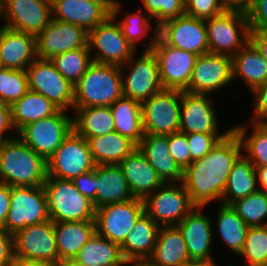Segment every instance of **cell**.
<instances>
[{
	"label": "cell",
	"mask_w": 267,
	"mask_h": 266,
	"mask_svg": "<svg viewBox=\"0 0 267 266\" xmlns=\"http://www.w3.org/2000/svg\"><path fill=\"white\" fill-rule=\"evenodd\" d=\"M242 142L232 129L203 158L183 170L182 184L195 207H205L213 200L222 201L229 173L243 154Z\"/></svg>",
	"instance_id": "1"
},
{
	"label": "cell",
	"mask_w": 267,
	"mask_h": 266,
	"mask_svg": "<svg viewBox=\"0 0 267 266\" xmlns=\"http://www.w3.org/2000/svg\"><path fill=\"white\" fill-rule=\"evenodd\" d=\"M47 162L18 136L0 142V182L9 186H42Z\"/></svg>",
	"instance_id": "2"
},
{
	"label": "cell",
	"mask_w": 267,
	"mask_h": 266,
	"mask_svg": "<svg viewBox=\"0 0 267 266\" xmlns=\"http://www.w3.org/2000/svg\"><path fill=\"white\" fill-rule=\"evenodd\" d=\"M122 67L92 62L74 85V107L111 106L123 96Z\"/></svg>",
	"instance_id": "3"
},
{
	"label": "cell",
	"mask_w": 267,
	"mask_h": 266,
	"mask_svg": "<svg viewBox=\"0 0 267 266\" xmlns=\"http://www.w3.org/2000/svg\"><path fill=\"white\" fill-rule=\"evenodd\" d=\"M43 186L53 222L95 221L93 202L77 190L72 180L47 176Z\"/></svg>",
	"instance_id": "4"
},
{
	"label": "cell",
	"mask_w": 267,
	"mask_h": 266,
	"mask_svg": "<svg viewBox=\"0 0 267 266\" xmlns=\"http://www.w3.org/2000/svg\"><path fill=\"white\" fill-rule=\"evenodd\" d=\"M121 5L117 1L111 15L101 24L88 32V47L97 50L92 61L101 64H113L123 68L124 64L136 53L123 35L117 20Z\"/></svg>",
	"instance_id": "5"
},
{
	"label": "cell",
	"mask_w": 267,
	"mask_h": 266,
	"mask_svg": "<svg viewBox=\"0 0 267 266\" xmlns=\"http://www.w3.org/2000/svg\"><path fill=\"white\" fill-rule=\"evenodd\" d=\"M154 35L145 51L152 50L157 58L163 88L186 91L198 55L167 45L158 36V27Z\"/></svg>",
	"instance_id": "6"
},
{
	"label": "cell",
	"mask_w": 267,
	"mask_h": 266,
	"mask_svg": "<svg viewBox=\"0 0 267 266\" xmlns=\"http://www.w3.org/2000/svg\"><path fill=\"white\" fill-rule=\"evenodd\" d=\"M205 25L209 53L233 57L250 41L249 22L244 12L226 10L205 20Z\"/></svg>",
	"instance_id": "7"
},
{
	"label": "cell",
	"mask_w": 267,
	"mask_h": 266,
	"mask_svg": "<svg viewBox=\"0 0 267 266\" xmlns=\"http://www.w3.org/2000/svg\"><path fill=\"white\" fill-rule=\"evenodd\" d=\"M182 91L162 89L141 103L144 134L170 135L178 132Z\"/></svg>",
	"instance_id": "8"
},
{
	"label": "cell",
	"mask_w": 267,
	"mask_h": 266,
	"mask_svg": "<svg viewBox=\"0 0 267 266\" xmlns=\"http://www.w3.org/2000/svg\"><path fill=\"white\" fill-rule=\"evenodd\" d=\"M50 220L44 186H11L10 209L4 228L11 234Z\"/></svg>",
	"instance_id": "9"
},
{
	"label": "cell",
	"mask_w": 267,
	"mask_h": 266,
	"mask_svg": "<svg viewBox=\"0 0 267 266\" xmlns=\"http://www.w3.org/2000/svg\"><path fill=\"white\" fill-rule=\"evenodd\" d=\"M72 130V117H68L66 110L59 109L23 127L17 136L47 162Z\"/></svg>",
	"instance_id": "10"
},
{
	"label": "cell",
	"mask_w": 267,
	"mask_h": 266,
	"mask_svg": "<svg viewBox=\"0 0 267 266\" xmlns=\"http://www.w3.org/2000/svg\"><path fill=\"white\" fill-rule=\"evenodd\" d=\"M143 203L144 212L160 227L176 226L195 207L182 182L163 183Z\"/></svg>",
	"instance_id": "11"
},
{
	"label": "cell",
	"mask_w": 267,
	"mask_h": 266,
	"mask_svg": "<svg viewBox=\"0 0 267 266\" xmlns=\"http://www.w3.org/2000/svg\"><path fill=\"white\" fill-rule=\"evenodd\" d=\"M95 167L88 141L72 130L47 160V176L73 180Z\"/></svg>",
	"instance_id": "12"
},
{
	"label": "cell",
	"mask_w": 267,
	"mask_h": 266,
	"mask_svg": "<svg viewBox=\"0 0 267 266\" xmlns=\"http://www.w3.org/2000/svg\"><path fill=\"white\" fill-rule=\"evenodd\" d=\"M29 90L44 95L60 110L74 107V86L50 59L36 58L27 68Z\"/></svg>",
	"instance_id": "13"
},
{
	"label": "cell",
	"mask_w": 267,
	"mask_h": 266,
	"mask_svg": "<svg viewBox=\"0 0 267 266\" xmlns=\"http://www.w3.org/2000/svg\"><path fill=\"white\" fill-rule=\"evenodd\" d=\"M143 213L144 203L141 199L133 198L104 205L96 209L95 231L121 246Z\"/></svg>",
	"instance_id": "14"
},
{
	"label": "cell",
	"mask_w": 267,
	"mask_h": 266,
	"mask_svg": "<svg viewBox=\"0 0 267 266\" xmlns=\"http://www.w3.org/2000/svg\"><path fill=\"white\" fill-rule=\"evenodd\" d=\"M4 27L37 37L52 19L51 0H0Z\"/></svg>",
	"instance_id": "15"
},
{
	"label": "cell",
	"mask_w": 267,
	"mask_h": 266,
	"mask_svg": "<svg viewBox=\"0 0 267 266\" xmlns=\"http://www.w3.org/2000/svg\"><path fill=\"white\" fill-rule=\"evenodd\" d=\"M158 36L174 48L198 56L209 53L205 20L183 14L158 26Z\"/></svg>",
	"instance_id": "16"
},
{
	"label": "cell",
	"mask_w": 267,
	"mask_h": 266,
	"mask_svg": "<svg viewBox=\"0 0 267 266\" xmlns=\"http://www.w3.org/2000/svg\"><path fill=\"white\" fill-rule=\"evenodd\" d=\"M135 53L125 63L130 67L128 75L122 74L123 96L139 101L149 99L153 94L163 89L159 76L158 61L151 51H143L136 60Z\"/></svg>",
	"instance_id": "17"
},
{
	"label": "cell",
	"mask_w": 267,
	"mask_h": 266,
	"mask_svg": "<svg viewBox=\"0 0 267 266\" xmlns=\"http://www.w3.org/2000/svg\"><path fill=\"white\" fill-rule=\"evenodd\" d=\"M14 255L32 260L57 263L59 260L54 222L50 219L29 225L14 235Z\"/></svg>",
	"instance_id": "18"
},
{
	"label": "cell",
	"mask_w": 267,
	"mask_h": 266,
	"mask_svg": "<svg viewBox=\"0 0 267 266\" xmlns=\"http://www.w3.org/2000/svg\"><path fill=\"white\" fill-rule=\"evenodd\" d=\"M233 81L232 57L206 53L198 56L186 92L209 94Z\"/></svg>",
	"instance_id": "19"
},
{
	"label": "cell",
	"mask_w": 267,
	"mask_h": 266,
	"mask_svg": "<svg viewBox=\"0 0 267 266\" xmlns=\"http://www.w3.org/2000/svg\"><path fill=\"white\" fill-rule=\"evenodd\" d=\"M37 58L52 59L58 54L88 47V32L75 24L51 19L36 37Z\"/></svg>",
	"instance_id": "20"
},
{
	"label": "cell",
	"mask_w": 267,
	"mask_h": 266,
	"mask_svg": "<svg viewBox=\"0 0 267 266\" xmlns=\"http://www.w3.org/2000/svg\"><path fill=\"white\" fill-rule=\"evenodd\" d=\"M207 94L182 91L179 131L191 133H218V119Z\"/></svg>",
	"instance_id": "21"
},
{
	"label": "cell",
	"mask_w": 267,
	"mask_h": 266,
	"mask_svg": "<svg viewBox=\"0 0 267 266\" xmlns=\"http://www.w3.org/2000/svg\"><path fill=\"white\" fill-rule=\"evenodd\" d=\"M194 207L176 226L183 235L190 260L210 259L213 226L209 216Z\"/></svg>",
	"instance_id": "22"
},
{
	"label": "cell",
	"mask_w": 267,
	"mask_h": 266,
	"mask_svg": "<svg viewBox=\"0 0 267 266\" xmlns=\"http://www.w3.org/2000/svg\"><path fill=\"white\" fill-rule=\"evenodd\" d=\"M52 18L75 24L87 32L103 23L111 12L92 0H51Z\"/></svg>",
	"instance_id": "23"
},
{
	"label": "cell",
	"mask_w": 267,
	"mask_h": 266,
	"mask_svg": "<svg viewBox=\"0 0 267 266\" xmlns=\"http://www.w3.org/2000/svg\"><path fill=\"white\" fill-rule=\"evenodd\" d=\"M0 54L2 68L26 70L37 58L36 37L2 26Z\"/></svg>",
	"instance_id": "24"
},
{
	"label": "cell",
	"mask_w": 267,
	"mask_h": 266,
	"mask_svg": "<svg viewBox=\"0 0 267 266\" xmlns=\"http://www.w3.org/2000/svg\"><path fill=\"white\" fill-rule=\"evenodd\" d=\"M118 165L136 199L144 200L164 183L138 148L134 149Z\"/></svg>",
	"instance_id": "25"
},
{
	"label": "cell",
	"mask_w": 267,
	"mask_h": 266,
	"mask_svg": "<svg viewBox=\"0 0 267 266\" xmlns=\"http://www.w3.org/2000/svg\"><path fill=\"white\" fill-rule=\"evenodd\" d=\"M164 183H179L183 170L169 152L168 135L144 134L137 145Z\"/></svg>",
	"instance_id": "26"
},
{
	"label": "cell",
	"mask_w": 267,
	"mask_h": 266,
	"mask_svg": "<svg viewBox=\"0 0 267 266\" xmlns=\"http://www.w3.org/2000/svg\"><path fill=\"white\" fill-rule=\"evenodd\" d=\"M133 198L129 184L118 164L97 165L96 209Z\"/></svg>",
	"instance_id": "27"
},
{
	"label": "cell",
	"mask_w": 267,
	"mask_h": 266,
	"mask_svg": "<svg viewBox=\"0 0 267 266\" xmlns=\"http://www.w3.org/2000/svg\"><path fill=\"white\" fill-rule=\"evenodd\" d=\"M159 229L160 226L144 212L120 246L124 260L150 258L157 242Z\"/></svg>",
	"instance_id": "28"
},
{
	"label": "cell",
	"mask_w": 267,
	"mask_h": 266,
	"mask_svg": "<svg viewBox=\"0 0 267 266\" xmlns=\"http://www.w3.org/2000/svg\"><path fill=\"white\" fill-rule=\"evenodd\" d=\"M159 266H187L191 260L177 226H161L150 257Z\"/></svg>",
	"instance_id": "29"
},
{
	"label": "cell",
	"mask_w": 267,
	"mask_h": 266,
	"mask_svg": "<svg viewBox=\"0 0 267 266\" xmlns=\"http://www.w3.org/2000/svg\"><path fill=\"white\" fill-rule=\"evenodd\" d=\"M232 68L233 80L242 78L251 92L267 82V61L251 41L232 57Z\"/></svg>",
	"instance_id": "30"
},
{
	"label": "cell",
	"mask_w": 267,
	"mask_h": 266,
	"mask_svg": "<svg viewBox=\"0 0 267 266\" xmlns=\"http://www.w3.org/2000/svg\"><path fill=\"white\" fill-rule=\"evenodd\" d=\"M59 260L75 258L95 232V221L54 222Z\"/></svg>",
	"instance_id": "31"
},
{
	"label": "cell",
	"mask_w": 267,
	"mask_h": 266,
	"mask_svg": "<svg viewBox=\"0 0 267 266\" xmlns=\"http://www.w3.org/2000/svg\"><path fill=\"white\" fill-rule=\"evenodd\" d=\"M73 110V130L86 140L115 131L110 106L73 107Z\"/></svg>",
	"instance_id": "32"
},
{
	"label": "cell",
	"mask_w": 267,
	"mask_h": 266,
	"mask_svg": "<svg viewBox=\"0 0 267 266\" xmlns=\"http://www.w3.org/2000/svg\"><path fill=\"white\" fill-rule=\"evenodd\" d=\"M59 110L44 95L32 90L11 105L12 123L17 133L25 126L49 117Z\"/></svg>",
	"instance_id": "33"
},
{
	"label": "cell",
	"mask_w": 267,
	"mask_h": 266,
	"mask_svg": "<svg viewBox=\"0 0 267 266\" xmlns=\"http://www.w3.org/2000/svg\"><path fill=\"white\" fill-rule=\"evenodd\" d=\"M87 141L96 165L119 164L137 148L132 140L116 131L88 138Z\"/></svg>",
	"instance_id": "34"
},
{
	"label": "cell",
	"mask_w": 267,
	"mask_h": 266,
	"mask_svg": "<svg viewBox=\"0 0 267 266\" xmlns=\"http://www.w3.org/2000/svg\"><path fill=\"white\" fill-rule=\"evenodd\" d=\"M255 167L241 155L229 173L227 185L222 195L221 204L231 205L238 199L245 198L258 190Z\"/></svg>",
	"instance_id": "35"
},
{
	"label": "cell",
	"mask_w": 267,
	"mask_h": 266,
	"mask_svg": "<svg viewBox=\"0 0 267 266\" xmlns=\"http://www.w3.org/2000/svg\"><path fill=\"white\" fill-rule=\"evenodd\" d=\"M75 259L86 266H125L126 262L120 246L96 231L81 247Z\"/></svg>",
	"instance_id": "36"
},
{
	"label": "cell",
	"mask_w": 267,
	"mask_h": 266,
	"mask_svg": "<svg viewBox=\"0 0 267 266\" xmlns=\"http://www.w3.org/2000/svg\"><path fill=\"white\" fill-rule=\"evenodd\" d=\"M110 108L114 117L115 131L138 145L144 135L141 103L122 96Z\"/></svg>",
	"instance_id": "37"
},
{
	"label": "cell",
	"mask_w": 267,
	"mask_h": 266,
	"mask_svg": "<svg viewBox=\"0 0 267 266\" xmlns=\"http://www.w3.org/2000/svg\"><path fill=\"white\" fill-rule=\"evenodd\" d=\"M219 235L228 246L227 248L239 255L246 239L249 226L231 207L221 204L217 215Z\"/></svg>",
	"instance_id": "38"
},
{
	"label": "cell",
	"mask_w": 267,
	"mask_h": 266,
	"mask_svg": "<svg viewBox=\"0 0 267 266\" xmlns=\"http://www.w3.org/2000/svg\"><path fill=\"white\" fill-rule=\"evenodd\" d=\"M253 123V132L247 134V126L237 125L232 129L242 142L243 151L248 154L245 157L254 167L267 166V124Z\"/></svg>",
	"instance_id": "39"
},
{
	"label": "cell",
	"mask_w": 267,
	"mask_h": 266,
	"mask_svg": "<svg viewBox=\"0 0 267 266\" xmlns=\"http://www.w3.org/2000/svg\"><path fill=\"white\" fill-rule=\"evenodd\" d=\"M90 52L89 48H78L58 54L50 60L58 72L74 86L93 62Z\"/></svg>",
	"instance_id": "40"
},
{
	"label": "cell",
	"mask_w": 267,
	"mask_h": 266,
	"mask_svg": "<svg viewBox=\"0 0 267 266\" xmlns=\"http://www.w3.org/2000/svg\"><path fill=\"white\" fill-rule=\"evenodd\" d=\"M231 207L249 227L267 225V221H265L267 218V192L257 190L245 198L236 200Z\"/></svg>",
	"instance_id": "41"
},
{
	"label": "cell",
	"mask_w": 267,
	"mask_h": 266,
	"mask_svg": "<svg viewBox=\"0 0 267 266\" xmlns=\"http://www.w3.org/2000/svg\"><path fill=\"white\" fill-rule=\"evenodd\" d=\"M238 256L248 261L247 266L267 264V225L248 228L244 246Z\"/></svg>",
	"instance_id": "42"
},
{
	"label": "cell",
	"mask_w": 267,
	"mask_h": 266,
	"mask_svg": "<svg viewBox=\"0 0 267 266\" xmlns=\"http://www.w3.org/2000/svg\"><path fill=\"white\" fill-rule=\"evenodd\" d=\"M28 88L26 70L0 68V100L10 106L21 99Z\"/></svg>",
	"instance_id": "43"
},
{
	"label": "cell",
	"mask_w": 267,
	"mask_h": 266,
	"mask_svg": "<svg viewBox=\"0 0 267 266\" xmlns=\"http://www.w3.org/2000/svg\"><path fill=\"white\" fill-rule=\"evenodd\" d=\"M143 6L153 19L157 27L163 22L185 14V2L183 0H141Z\"/></svg>",
	"instance_id": "44"
},
{
	"label": "cell",
	"mask_w": 267,
	"mask_h": 266,
	"mask_svg": "<svg viewBox=\"0 0 267 266\" xmlns=\"http://www.w3.org/2000/svg\"><path fill=\"white\" fill-rule=\"evenodd\" d=\"M127 15L124 16L123 20L119 22L121 26L123 35L127 39L128 43L133 47L136 51V44L137 41L143 39V37L147 36L149 29L151 26V17L148 15L141 14L138 11L135 13H126Z\"/></svg>",
	"instance_id": "45"
},
{
	"label": "cell",
	"mask_w": 267,
	"mask_h": 266,
	"mask_svg": "<svg viewBox=\"0 0 267 266\" xmlns=\"http://www.w3.org/2000/svg\"><path fill=\"white\" fill-rule=\"evenodd\" d=\"M232 128L222 134L191 133L187 134L190 151V165L194 160L206 156L223 139Z\"/></svg>",
	"instance_id": "46"
},
{
	"label": "cell",
	"mask_w": 267,
	"mask_h": 266,
	"mask_svg": "<svg viewBox=\"0 0 267 266\" xmlns=\"http://www.w3.org/2000/svg\"><path fill=\"white\" fill-rule=\"evenodd\" d=\"M226 10L220 0H186L185 14L201 20L218 16Z\"/></svg>",
	"instance_id": "47"
},
{
	"label": "cell",
	"mask_w": 267,
	"mask_h": 266,
	"mask_svg": "<svg viewBox=\"0 0 267 266\" xmlns=\"http://www.w3.org/2000/svg\"><path fill=\"white\" fill-rule=\"evenodd\" d=\"M168 147L171 156L182 170L190 166V151L186 133L178 131L168 135Z\"/></svg>",
	"instance_id": "48"
},
{
	"label": "cell",
	"mask_w": 267,
	"mask_h": 266,
	"mask_svg": "<svg viewBox=\"0 0 267 266\" xmlns=\"http://www.w3.org/2000/svg\"><path fill=\"white\" fill-rule=\"evenodd\" d=\"M246 15L250 30L267 29V0H252Z\"/></svg>",
	"instance_id": "49"
},
{
	"label": "cell",
	"mask_w": 267,
	"mask_h": 266,
	"mask_svg": "<svg viewBox=\"0 0 267 266\" xmlns=\"http://www.w3.org/2000/svg\"><path fill=\"white\" fill-rule=\"evenodd\" d=\"M72 182L82 195L93 202L95 207L97 165L95 169L77 176Z\"/></svg>",
	"instance_id": "50"
},
{
	"label": "cell",
	"mask_w": 267,
	"mask_h": 266,
	"mask_svg": "<svg viewBox=\"0 0 267 266\" xmlns=\"http://www.w3.org/2000/svg\"><path fill=\"white\" fill-rule=\"evenodd\" d=\"M252 94L255 97L254 117L252 122L267 124V82L257 87Z\"/></svg>",
	"instance_id": "51"
},
{
	"label": "cell",
	"mask_w": 267,
	"mask_h": 266,
	"mask_svg": "<svg viewBox=\"0 0 267 266\" xmlns=\"http://www.w3.org/2000/svg\"><path fill=\"white\" fill-rule=\"evenodd\" d=\"M14 258V237L0 227V266H10Z\"/></svg>",
	"instance_id": "52"
},
{
	"label": "cell",
	"mask_w": 267,
	"mask_h": 266,
	"mask_svg": "<svg viewBox=\"0 0 267 266\" xmlns=\"http://www.w3.org/2000/svg\"><path fill=\"white\" fill-rule=\"evenodd\" d=\"M15 130L12 123L11 106L0 100V142L7 141L15 138L10 136H4L3 133L8 130ZM4 136V137H3Z\"/></svg>",
	"instance_id": "53"
},
{
	"label": "cell",
	"mask_w": 267,
	"mask_h": 266,
	"mask_svg": "<svg viewBox=\"0 0 267 266\" xmlns=\"http://www.w3.org/2000/svg\"><path fill=\"white\" fill-rule=\"evenodd\" d=\"M11 186L0 182V227H4L10 209Z\"/></svg>",
	"instance_id": "54"
},
{
	"label": "cell",
	"mask_w": 267,
	"mask_h": 266,
	"mask_svg": "<svg viewBox=\"0 0 267 266\" xmlns=\"http://www.w3.org/2000/svg\"><path fill=\"white\" fill-rule=\"evenodd\" d=\"M250 41L267 61V29L250 30Z\"/></svg>",
	"instance_id": "55"
},
{
	"label": "cell",
	"mask_w": 267,
	"mask_h": 266,
	"mask_svg": "<svg viewBox=\"0 0 267 266\" xmlns=\"http://www.w3.org/2000/svg\"><path fill=\"white\" fill-rule=\"evenodd\" d=\"M227 11H240L246 13L251 6L252 0H220Z\"/></svg>",
	"instance_id": "56"
},
{
	"label": "cell",
	"mask_w": 267,
	"mask_h": 266,
	"mask_svg": "<svg viewBox=\"0 0 267 266\" xmlns=\"http://www.w3.org/2000/svg\"><path fill=\"white\" fill-rule=\"evenodd\" d=\"M10 266H57V263L24 259L14 255L13 261Z\"/></svg>",
	"instance_id": "57"
},
{
	"label": "cell",
	"mask_w": 267,
	"mask_h": 266,
	"mask_svg": "<svg viewBox=\"0 0 267 266\" xmlns=\"http://www.w3.org/2000/svg\"><path fill=\"white\" fill-rule=\"evenodd\" d=\"M255 170L260 186H258V190L267 192V166L255 167Z\"/></svg>",
	"instance_id": "58"
},
{
	"label": "cell",
	"mask_w": 267,
	"mask_h": 266,
	"mask_svg": "<svg viewBox=\"0 0 267 266\" xmlns=\"http://www.w3.org/2000/svg\"><path fill=\"white\" fill-rule=\"evenodd\" d=\"M128 264H131L132 266H159L151 258L132 259L125 262V265L128 266Z\"/></svg>",
	"instance_id": "59"
},
{
	"label": "cell",
	"mask_w": 267,
	"mask_h": 266,
	"mask_svg": "<svg viewBox=\"0 0 267 266\" xmlns=\"http://www.w3.org/2000/svg\"><path fill=\"white\" fill-rule=\"evenodd\" d=\"M187 266H217V264L215 263V259L213 260V258H210V259L193 260Z\"/></svg>",
	"instance_id": "60"
},
{
	"label": "cell",
	"mask_w": 267,
	"mask_h": 266,
	"mask_svg": "<svg viewBox=\"0 0 267 266\" xmlns=\"http://www.w3.org/2000/svg\"><path fill=\"white\" fill-rule=\"evenodd\" d=\"M57 266H86V265L80 263L75 258H70V259L58 260Z\"/></svg>",
	"instance_id": "61"
},
{
	"label": "cell",
	"mask_w": 267,
	"mask_h": 266,
	"mask_svg": "<svg viewBox=\"0 0 267 266\" xmlns=\"http://www.w3.org/2000/svg\"><path fill=\"white\" fill-rule=\"evenodd\" d=\"M103 4L110 12H112L113 7L116 5L118 0H92Z\"/></svg>",
	"instance_id": "62"
},
{
	"label": "cell",
	"mask_w": 267,
	"mask_h": 266,
	"mask_svg": "<svg viewBox=\"0 0 267 266\" xmlns=\"http://www.w3.org/2000/svg\"><path fill=\"white\" fill-rule=\"evenodd\" d=\"M0 68H2L1 54H0Z\"/></svg>",
	"instance_id": "63"
}]
</instances>
